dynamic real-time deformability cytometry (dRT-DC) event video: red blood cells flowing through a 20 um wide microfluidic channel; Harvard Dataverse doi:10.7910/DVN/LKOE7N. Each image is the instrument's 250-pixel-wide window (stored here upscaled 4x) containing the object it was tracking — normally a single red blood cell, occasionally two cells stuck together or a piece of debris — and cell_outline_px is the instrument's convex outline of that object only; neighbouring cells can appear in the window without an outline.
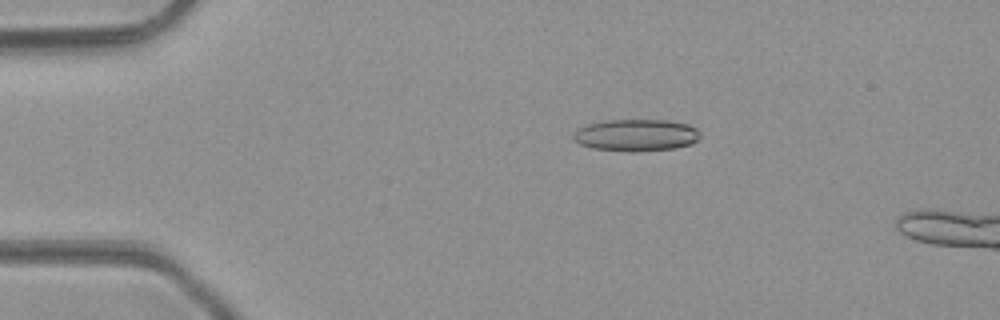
{"species": "common noctule bat (a hibernating species)", "species_latin": "Nyctalus noctula", "temperature_condition": "room temperature", "stored_images_in_passage": 14, "camera_frame_rate_fps": 3000, "um_per_image_px": 0.085, "animal": {"sex": "male", "body_mass_g": 23.1, "forearm_length_mm": 52.7}, "frame": {"image": 1, "passage_image": 10, "time_ms": 3.0, "image_size_px": [1000, 320], "cell_outline_px": [[700, 136], [692, 144], [676, 148], [632, 152], [592, 148], [580, 144], [572, 140], [572, 136], [580, 128], [588, 124], [604, 120], [668, 120], [688, 124], [696, 128], [700, 132]], "centroid_in_image_um": [54.08, 11.49], "position_along_channel_um": 30.9, "area_um2": 23.7}}